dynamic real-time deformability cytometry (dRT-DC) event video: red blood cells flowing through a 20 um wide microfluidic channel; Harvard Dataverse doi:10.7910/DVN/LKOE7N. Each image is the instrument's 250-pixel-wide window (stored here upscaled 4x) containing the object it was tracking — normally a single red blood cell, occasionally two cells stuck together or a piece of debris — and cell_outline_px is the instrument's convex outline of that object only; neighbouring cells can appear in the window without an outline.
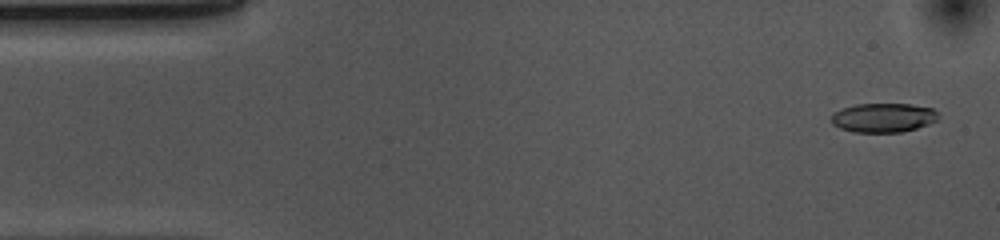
{"species": "common noctule bat (a hibernating species)", "species_latin": "Nyctalus noctula", "temperature_condition": "cold", "stored_images_in_passage": 53, "camera_frame_rate_fps": 3000, "um_per_image_px": 0.085, "animal": {"sex": "female", "body_mass_g": 10.0, "forearm_length_mm": 53.1}, "frame": {"image": 1, "passage_image": 2, "time_ms": 0.333, "image_size_px": [1000, 240], "cell_outline_px": [[940, 116], [936, 120], [928, 124], [916, 128], [900, 132], [852, 132], [840, 128], [832, 124], [832, 116], [840, 108], [856, 104], [912, 104], [932, 108]], "centroid_in_image_um": [75.08, 10.0], "position_along_channel_um": 9.9, "area_um2": 18.15}}
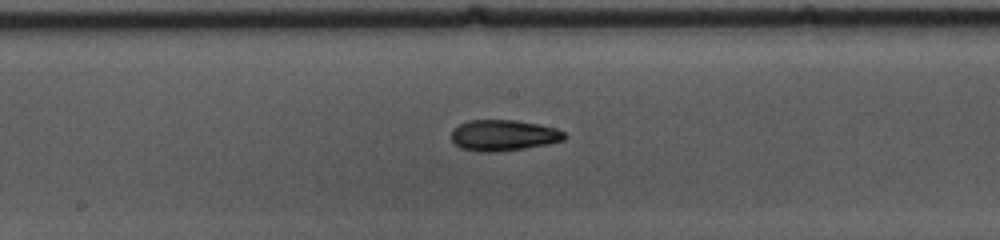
{"frame": {"image": 2, "passage_image": 26, "time_ms": 8.333, "image_size_px": [1000, 240], "cell_outline_px": [[568, 136], [564, 140], [548, 144], [524, 148], [496, 152], [480, 152], [460, 148], [452, 140], [452, 132], [460, 124], [468, 120], [516, 120], [540, 124], [556, 128], [564, 132]], "centroid_in_image_um": [42.83, 11.5], "position_along_channel_um": 205.4, "area_um2": 20.46}}
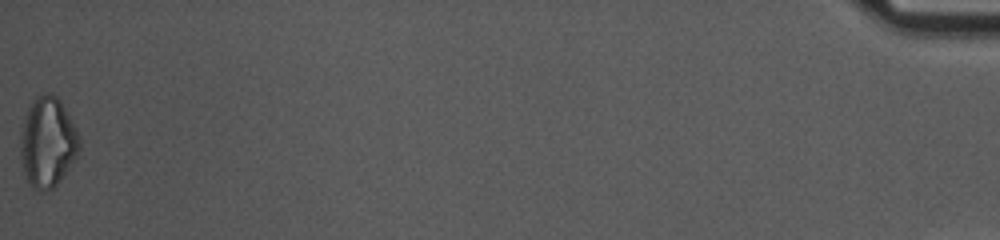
{"frame": {"image": 3, "passage_image": 53, "time_ms": 17.333, "image_size_px": [1000, 240], "cell_outline_px": [[80, 148], [76, 156], [60, 180], [52, 188], [44, 192], [32, 188], [28, 184], [24, 172], [20, 156], [20, 132], [28, 108], [32, 100], [36, 96], [44, 92], [52, 92], [60, 100], [76, 128], [80, 136]], "centroid_in_image_um": [4.03, 12.07], "position_along_channel_um": 431.2, "area_um2": 31.1}, "authors_computed_cell_mechanics": {"area_um2": 19.941, "velocity_mm_per_s": 3.6964, "shape_relaxation_time_tau1_ms": 5.5013, "shape_relaxation_time_tau2_ms": 9.2423, "deformation_change_tau1": 0.1714, "deformation_change_tau2": 0.1963}}